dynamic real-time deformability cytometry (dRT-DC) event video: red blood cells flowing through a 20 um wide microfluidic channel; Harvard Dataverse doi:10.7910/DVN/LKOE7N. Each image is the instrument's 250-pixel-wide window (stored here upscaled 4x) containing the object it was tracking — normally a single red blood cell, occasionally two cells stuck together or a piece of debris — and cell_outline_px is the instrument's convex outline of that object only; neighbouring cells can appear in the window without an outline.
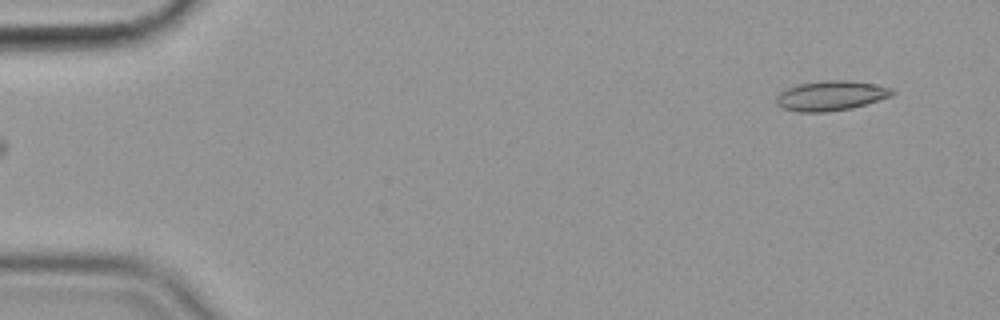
{"species": "common noctule bat (a hibernating species)", "species_latin": "Nyctalus noctula", "temperature_condition": "cold", "stored_images_in_passage": 53, "camera_frame_rate_fps": 3000, "um_per_image_px": 0.085, "animal": {"sex": "female", "body_mass_g": 19.9}, "frame": {"image": 1, "passage_image": 1, "time_ms": 0.0, "image_size_px": [1000, 320], "cell_outline_px": [[896, 92], [892, 96], [852, 108], [828, 112], [800, 112], [784, 108], [776, 104], [776, 96], [780, 92], [788, 88], [800, 84], [820, 80], [848, 80], [872, 84], [892, 88]], "centroid_in_image_um": [70.63, 8.13], "position_along_channel_um": 14.4, "area_um2": 20.11}}
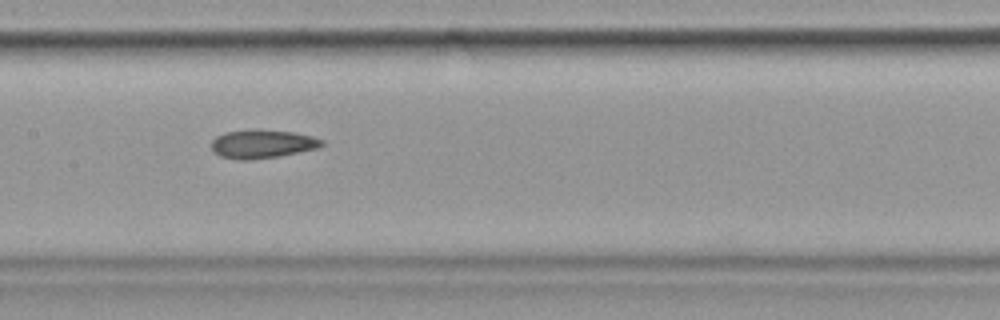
{"frame": {"image": 2, "passage_image": 25, "time_ms": 8.0, "image_size_px": [1000, 320], "cell_outline_px": [[324, 144], [320, 148], [276, 156], [252, 160], [236, 160], [220, 156], [212, 152], [212, 140], [216, 136], [224, 132], [252, 128], [256, 128], [292, 132], [312, 136], [324, 140]], "centroid_in_image_um": [22.27, 12.22], "position_along_channel_um": 185.1, "area_um2": 18.73}}
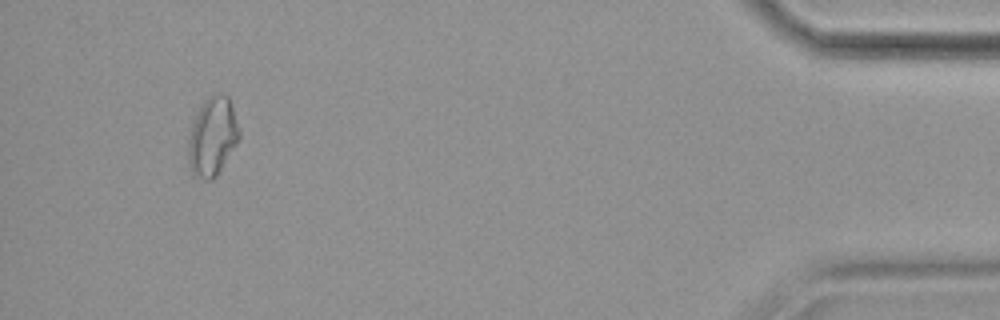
{"frame": {"image": 3, "passage_image": 50, "time_ms": 16.333, "image_size_px": [1000, 320], "cell_outline_px": [[240, 140], [216, 176], [212, 180], [204, 180], [192, 172], [188, 160], [188, 136], [192, 124], [204, 100], [212, 96], [228, 96], [240, 132]], "centroid_in_image_um": [18.06, 11.66], "position_along_channel_um": 417.1, "area_um2": 22.89}, "authors_computed_cell_mechanics": {"area_um2": 19.0162, "velocity_mm_per_s": 3.5714, "shape_relaxation_time_tau1_ms": null, "shape_relaxation_time_tau2_ms": 3.8216, "deformation_change_tau1": null, "deformation_change_tau2": 0.0982}}